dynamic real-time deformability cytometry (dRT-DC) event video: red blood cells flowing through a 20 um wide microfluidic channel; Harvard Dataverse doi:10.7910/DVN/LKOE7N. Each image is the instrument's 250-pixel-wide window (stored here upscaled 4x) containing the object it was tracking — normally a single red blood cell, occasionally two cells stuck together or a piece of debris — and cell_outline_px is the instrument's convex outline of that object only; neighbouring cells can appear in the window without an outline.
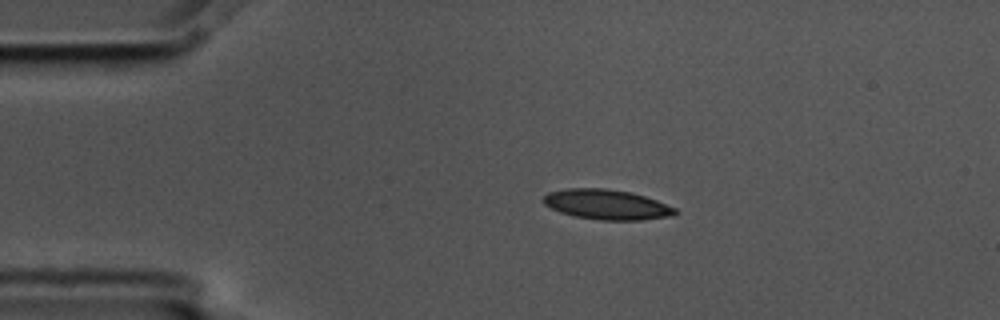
{"species": "common noctule bat (a hibernating species)", "species_latin": "Nyctalus noctula", "temperature_condition": "cold", "stored_images_in_passage": 5, "camera_frame_rate_fps": 3000, "um_per_image_px": 0.085, "animal": {"sex": "male", "body_mass_g": 17.5, "forearm_length_mm": 52.3}, "frame": {"image": 1, "passage_image": 2, "time_ms": 0.333, "image_size_px": [1000, 320], "cell_outline_px": [[676, 212], [672, 216], [640, 220], [600, 220], [576, 216], [560, 212], [544, 204], [544, 196], [548, 192], [568, 188], [608, 188], [632, 192], [656, 200], [676, 208]], "centroid_in_image_um": [51.58, 17.37], "position_along_channel_um": 33.4, "area_um2": 22.95}}